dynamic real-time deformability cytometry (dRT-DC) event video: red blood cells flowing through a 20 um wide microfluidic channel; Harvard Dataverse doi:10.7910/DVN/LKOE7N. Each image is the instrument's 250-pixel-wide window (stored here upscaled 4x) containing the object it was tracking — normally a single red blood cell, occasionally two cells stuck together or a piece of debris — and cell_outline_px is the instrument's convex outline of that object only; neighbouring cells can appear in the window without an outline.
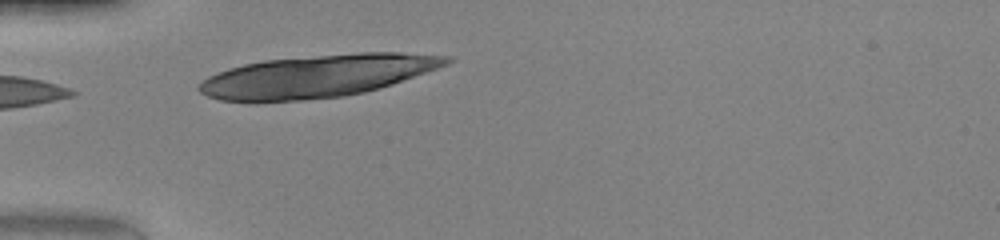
{"species": "human", "species_latin": "Homo sapiens", "temperature_condition": "warm", "stored_images_in_passage": 28, "camera_frame_rate_fps": 3000, "um_per_image_px": 0.085, "donor": {"sex": "female"}, "frame": {"image": 1, "passage_image": 1, "time_ms": 0.0, "image_size_px": [1000, 240], "cell_outline_px": [[452, 60], [448, 64], [392, 84], [380, 88], [364, 92], [344, 96], [304, 100], [256, 104], [248, 104], [220, 100], [208, 96], [200, 92], [196, 88], [208, 76], [216, 72], [228, 68], [244, 64], [264, 60], [360, 52], [400, 52], [452, 56]], "centroid_in_image_um": [26.88, 6.49], "position_along_channel_um": 58.1, "area_um2": 61.85}}